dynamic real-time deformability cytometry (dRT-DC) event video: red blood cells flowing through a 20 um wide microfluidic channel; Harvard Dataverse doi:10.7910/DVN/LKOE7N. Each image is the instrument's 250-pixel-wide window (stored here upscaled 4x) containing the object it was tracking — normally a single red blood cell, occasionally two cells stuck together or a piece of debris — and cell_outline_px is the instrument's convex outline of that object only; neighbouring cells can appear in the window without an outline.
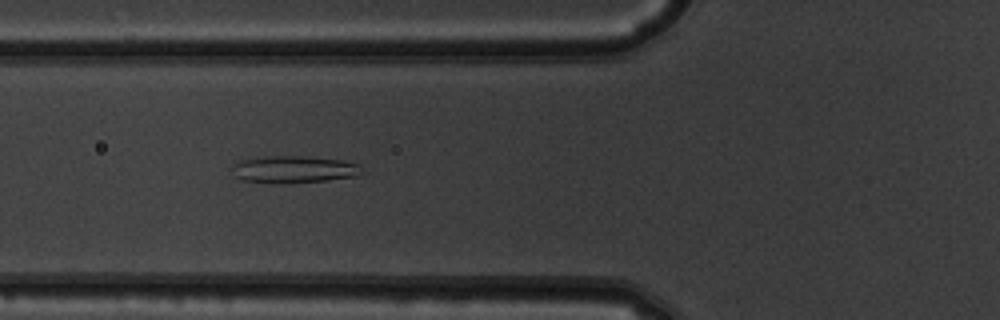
{"species": "common noctule bat (a hibernating species)", "species_latin": "Nyctalus noctula", "temperature_condition": "warm", "stored_images_in_passage": 47, "camera_frame_rate_fps": 3000, "um_per_image_px": 0.085, "animal": {"sex": "male", "body_mass_g": 19.5, "forearm_length_mm": 54.6}, "frame": {"image": 1, "passage_image": 15, "time_ms": 4.667, "image_size_px": [1000, 320], "cell_outline_px": [[364, 172], [360, 176], [328, 180], [284, 184], [272, 184], [244, 180], [236, 176], [232, 168], [232, 164], [240, 160], [268, 156], [304, 156], [340, 160], [360, 164], [364, 168]], "centroid_in_image_um": [25.03, 14.41], "position_along_channel_um": 100.8, "area_um2": 20.87}}
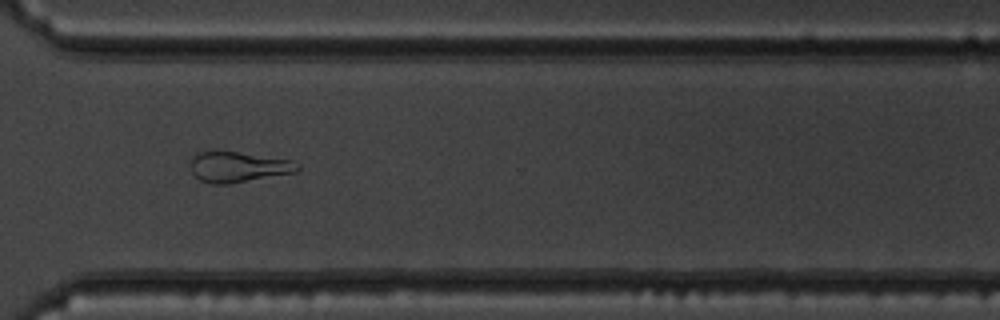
{"frame": {"image": 2, "passage_image": 34, "time_ms": 11.0, "image_size_px": [1000, 320], "cell_outline_px": [[300, 168], [296, 172], [228, 184], [212, 184], [200, 180], [192, 172], [192, 156], [196, 152], [220, 148], [292, 160], [300, 164]], "centroid_in_image_um": [20.23, 14.14], "position_along_channel_um": 350.4, "area_um2": 19.65}}
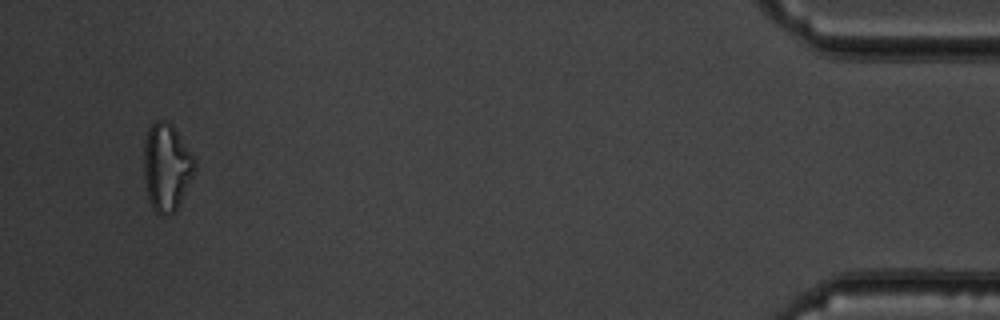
{"frame": {"image": 3, "passage_image": 45, "time_ms": 14.667, "image_size_px": [1000, 320], "cell_outline_px": [[196, 168], [176, 212], [168, 216], [160, 216], [152, 208], [148, 196], [144, 176], [144, 140], [148, 128], [156, 120], [164, 120], [172, 124], [192, 152], [196, 160]], "centroid_in_image_um": [14.17, 14.21], "position_along_channel_um": 421.0, "area_um2": 26.3}}